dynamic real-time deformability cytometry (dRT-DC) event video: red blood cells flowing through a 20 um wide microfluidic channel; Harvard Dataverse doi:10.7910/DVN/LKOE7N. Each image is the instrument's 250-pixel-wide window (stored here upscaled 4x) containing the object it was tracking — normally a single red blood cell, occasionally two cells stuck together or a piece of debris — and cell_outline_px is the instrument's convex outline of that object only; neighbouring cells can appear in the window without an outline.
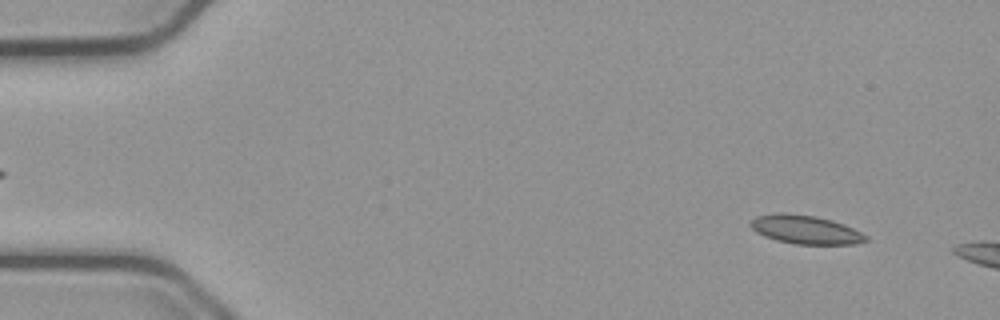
{"species": "common noctule bat (a hibernating species)", "species_latin": "Nyctalus noctula", "temperature_condition": "cold", "stored_images_in_passage": 14, "camera_frame_rate_fps": 3000, "um_per_image_px": 0.085, "animal": {"sex": "male", "body_mass_g": 23.1, "forearm_length_mm": 52.7}, "frame": {"image": 1, "passage_image": 4, "time_ms": 1.0, "image_size_px": [1000, 320], "cell_outline_px": [[868, 240], [856, 244], [792, 244], [776, 240], [764, 236], [756, 232], [748, 224], [756, 216], [776, 212], [784, 212], [816, 216], [832, 220], [844, 224], [868, 236]], "centroid_in_image_um": [68.44, 19.51], "position_along_channel_um": 16.6, "area_um2": 19.42}}